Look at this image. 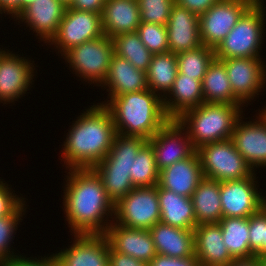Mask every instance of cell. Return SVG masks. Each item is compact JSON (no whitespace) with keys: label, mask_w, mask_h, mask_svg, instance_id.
Returning a JSON list of instances; mask_svg holds the SVG:
<instances>
[{"label":"cell","mask_w":266,"mask_h":266,"mask_svg":"<svg viewBox=\"0 0 266 266\" xmlns=\"http://www.w3.org/2000/svg\"><path fill=\"white\" fill-rule=\"evenodd\" d=\"M65 172L62 209L70 234H105L114 220L115 205L101 178L92 168Z\"/></svg>","instance_id":"obj_1"},{"label":"cell","mask_w":266,"mask_h":266,"mask_svg":"<svg viewBox=\"0 0 266 266\" xmlns=\"http://www.w3.org/2000/svg\"><path fill=\"white\" fill-rule=\"evenodd\" d=\"M76 118L61 145L59 157L65 170L93 168L107 156L116 135L112 115L104 104L93 103Z\"/></svg>","instance_id":"obj_2"},{"label":"cell","mask_w":266,"mask_h":266,"mask_svg":"<svg viewBox=\"0 0 266 266\" xmlns=\"http://www.w3.org/2000/svg\"><path fill=\"white\" fill-rule=\"evenodd\" d=\"M107 98L100 103L110 110L116 134L149 140L170 120L163 99L150 89Z\"/></svg>","instance_id":"obj_3"},{"label":"cell","mask_w":266,"mask_h":266,"mask_svg":"<svg viewBox=\"0 0 266 266\" xmlns=\"http://www.w3.org/2000/svg\"><path fill=\"white\" fill-rule=\"evenodd\" d=\"M244 104L202 103L176 120L187 131L195 149L231 139L235 124L245 115ZM244 110V111H243Z\"/></svg>","instance_id":"obj_4"},{"label":"cell","mask_w":266,"mask_h":266,"mask_svg":"<svg viewBox=\"0 0 266 266\" xmlns=\"http://www.w3.org/2000/svg\"><path fill=\"white\" fill-rule=\"evenodd\" d=\"M146 142L142 137L116 134L107 156L92 168L114 205L135 188L130 179L133 160Z\"/></svg>","instance_id":"obj_5"},{"label":"cell","mask_w":266,"mask_h":266,"mask_svg":"<svg viewBox=\"0 0 266 266\" xmlns=\"http://www.w3.org/2000/svg\"><path fill=\"white\" fill-rule=\"evenodd\" d=\"M264 0H257L215 49V58H259L266 31Z\"/></svg>","instance_id":"obj_6"},{"label":"cell","mask_w":266,"mask_h":266,"mask_svg":"<svg viewBox=\"0 0 266 266\" xmlns=\"http://www.w3.org/2000/svg\"><path fill=\"white\" fill-rule=\"evenodd\" d=\"M114 54L113 40L103 35L69 49L61 58L69 65H66L69 70L72 69L70 72L80 78L78 80L100 87Z\"/></svg>","instance_id":"obj_7"},{"label":"cell","mask_w":266,"mask_h":266,"mask_svg":"<svg viewBox=\"0 0 266 266\" xmlns=\"http://www.w3.org/2000/svg\"><path fill=\"white\" fill-rule=\"evenodd\" d=\"M196 152L206 178L223 182L243 179L254 173L231 139L204 144Z\"/></svg>","instance_id":"obj_8"},{"label":"cell","mask_w":266,"mask_h":266,"mask_svg":"<svg viewBox=\"0 0 266 266\" xmlns=\"http://www.w3.org/2000/svg\"><path fill=\"white\" fill-rule=\"evenodd\" d=\"M160 220L158 185L135 187L115 204L116 224L150 230Z\"/></svg>","instance_id":"obj_9"},{"label":"cell","mask_w":266,"mask_h":266,"mask_svg":"<svg viewBox=\"0 0 266 266\" xmlns=\"http://www.w3.org/2000/svg\"><path fill=\"white\" fill-rule=\"evenodd\" d=\"M256 174L254 172L243 179L220 182L223 218H249L266 206V193L264 194L259 188Z\"/></svg>","instance_id":"obj_10"},{"label":"cell","mask_w":266,"mask_h":266,"mask_svg":"<svg viewBox=\"0 0 266 266\" xmlns=\"http://www.w3.org/2000/svg\"><path fill=\"white\" fill-rule=\"evenodd\" d=\"M101 14L67 7L59 29L48 45L62 56L69 49L103 36Z\"/></svg>","instance_id":"obj_11"},{"label":"cell","mask_w":266,"mask_h":266,"mask_svg":"<svg viewBox=\"0 0 266 266\" xmlns=\"http://www.w3.org/2000/svg\"><path fill=\"white\" fill-rule=\"evenodd\" d=\"M257 0H220L199 17L202 44L216 49Z\"/></svg>","instance_id":"obj_12"},{"label":"cell","mask_w":266,"mask_h":266,"mask_svg":"<svg viewBox=\"0 0 266 266\" xmlns=\"http://www.w3.org/2000/svg\"><path fill=\"white\" fill-rule=\"evenodd\" d=\"M20 56L10 49L0 53V104L16 103L33 87L38 66L31 57Z\"/></svg>","instance_id":"obj_13"},{"label":"cell","mask_w":266,"mask_h":266,"mask_svg":"<svg viewBox=\"0 0 266 266\" xmlns=\"http://www.w3.org/2000/svg\"><path fill=\"white\" fill-rule=\"evenodd\" d=\"M233 90V94L247 107L266 89V62L262 58L220 59Z\"/></svg>","instance_id":"obj_14"},{"label":"cell","mask_w":266,"mask_h":266,"mask_svg":"<svg viewBox=\"0 0 266 266\" xmlns=\"http://www.w3.org/2000/svg\"><path fill=\"white\" fill-rule=\"evenodd\" d=\"M251 120L242 115L235 124L231 140L253 171L266 168V117L258 109ZM259 167L261 169H259Z\"/></svg>","instance_id":"obj_15"},{"label":"cell","mask_w":266,"mask_h":266,"mask_svg":"<svg viewBox=\"0 0 266 266\" xmlns=\"http://www.w3.org/2000/svg\"><path fill=\"white\" fill-rule=\"evenodd\" d=\"M72 236V244L53 253L57 266H109L110 244L105 234Z\"/></svg>","instance_id":"obj_16"},{"label":"cell","mask_w":266,"mask_h":266,"mask_svg":"<svg viewBox=\"0 0 266 266\" xmlns=\"http://www.w3.org/2000/svg\"><path fill=\"white\" fill-rule=\"evenodd\" d=\"M147 142L154 151L159 172L177 161L190 157L196 151L187 131L177 120H169Z\"/></svg>","instance_id":"obj_17"},{"label":"cell","mask_w":266,"mask_h":266,"mask_svg":"<svg viewBox=\"0 0 266 266\" xmlns=\"http://www.w3.org/2000/svg\"><path fill=\"white\" fill-rule=\"evenodd\" d=\"M66 8L58 0H35L14 21L19 20L17 25L26 24L29 30L36 33L35 36L40 39L38 41H43L47 46L57 33Z\"/></svg>","instance_id":"obj_18"},{"label":"cell","mask_w":266,"mask_h":266,"mask_svg":"<svg viewBox=\"0 0 266 266\" xmlns=\"http://www.w3.org/2000/svg\"><path fill=\"white\" fill-rule=\"evenodd\" d=\"M105 235L115 251L147 264L157 254L149 230L129 228L113 221Z\"/></svg>","instance_id":"obj_19"},{"label":"cell","mask_w":266,"mask_h":266,"mask_svg":"<svg viewBox=\"0 0 266 266\" xmlns=\"http://www.w3.org/2000/svg\"><path fill=\"white\" fill-rule=\"evenodd\" d=\"M166 27L169 52L178 54L202 45L199 17L176 3L171 8Z\"/></svg>","instance_id":"obj_20"},{"label":"cell","mask_w":266,"mask_h":266,"mask_svg":"<svg viewBox=\"0 0 266 266\" xmlns=\"http://www.w3.org/2000/svg\"><path fill=\"white\" fill-rule=\"evenodd\" d=\"M203 178L200 159L195 151L190 157L162 169L158 186L191 198Z\"/></svg>","instance_id":"obj_21"},{"label":"cell","mask_w":266,"mask_h":266,"mask_svg":"<svg viewBox=\"0 0 266 266\" xmlns=\"http://www.w3.org/2000/svg\"><path fill=\"white\" fill-rule=\"evenodd\" d=\"M193 233L194 252L200 266H228L234 260L224 244L219 223L199 224Z\"/></svg>","instance_id":"obj_22"},{"label":"cell","mask_w":266,"mask_h":266,"mask_svg":"<svg viewBox=\"0 0 266 266\" xmlns=\"http://www.w3.org/2000/svg\"><path fill=\"white\" fill-rule=\"evenodd\" d=\"M204 103L202 82L186 74H177L171 90L163 98V107L170 120Z\"/></svg>","instance_id":"obj_23"},{"label":"cell","mask_w":266,"mask_h":266,"mask_svg":"<svg viewBox=\"0 0 266 266\" xmlns=\"http://www.w3.org/2000/svg\"><path fill=\"white\" fill-rule=\"evenodd\" d=\"M101 87L108 92L107 97L145 90L148 89L146 72L135 68L128 60L114 54L107 77Z\"/></svg>","instance_id":"obj_24"},{"label":"cell","mask_w":266,"mask_h":266,"mask_svg":"<svg viewBox=\"0 0 266 266\" xmlns=\"http://www.w3.org/2000/svg\"><path fill=\"white\" fill-rule=\"evenodd\" d=\"M140 22L137 0H106L101 12L104 35L112 39L123 33L135 32Z\"/></svg>","instance_id":"obj_25"},{"label":"cell","mask_w":266,"mask_h":266,"mask_svg":"<svg viewBox=\"0 0 266 266\" xmlns=\"http://www.w3.org/2000/svg\"><path fill=\"white\" fill-rule=\"evenodd\" d=\"M149 231L157 254L175 258L195 254L193 230L180 229L158 222Z\"/></svg>","instance_id":"obj_26"},{"label":"cell","mask_w":266,"mask_h":266,"mask_svg":"<svg viewBox=\"0 0 266 266\" xmlns=\"http://www.w3.org/2000/svg\"><path fill=\"white\" fill-rule=\"evenodd\" d=\"M160 222L180 229L194 230L197 226L190 197L176 194L158 186Z\"/></svg>","instance_id":"obj_27"},{"label":"cell","mask_w":266,"mask_h":266,"mask_svg":"<svg viewBox=\"0 0 266 266\" xmlns=\"http://www.w3.org/2000/svg\"><path fill=\"white\" fill-rule=\"evenodd\" d=\"M191 199L197 225L218 223L223 218L219 181L204 177Z\"/></svg>","instance_id":"obj_28"},{"label":"cell","mask_w":266,"mask_h":266,"mask_svg":"<svg viewBox=\"0 0 266 266\" xmlns=\"http://www.w3.org/2000/svg\"><path fill=\"white\" fill-rule=\"evenodd\" d=\"M204 103L243 104L234 94L224 63L214 58L202 79Z\"/></svg>","instance_id":"obj_29"},{"label":"cell","mask_w":266,"mask_h":266,"mask_svg":"<svg viewBox=\"0 0 266 266\" xmlns=\"http://www.w3.org/2000/svg\"><path fill=\"white\" fill-rule=\"evenodd\" d=\"M177 74L176 54L172 52L153 54L146 71L148 89L163 99L171 90Z\"/></svg>","instance_id":"obj_30"},{"label":"cell","mask_w":266,"mask_h":266,"mask_svg":"<svg viewBox=\"0 0 266 266\" xmlns=\"http://www.w3.org/2000/svg\"><path fill=\"white\" fill-rule=\"evenodd\" d=\"M218 223L224 244L234 259L255 256L249 245V218L228 217L222 218Z\"/></svg>","instance_id":"obj_31"},{"label":"cell","mask_w":266,"mask_h":266,"mask_svg":"<svg viewBox=\"0 0 266 266\" xmlns=\"http://www.w3.org/2000/svg\"><path fill=\"white\" fill-rule=\"evenodd\" d=\"M114 53L128 60L135 68L147 71L153 54L141 41L138 33L128 32L112 38Z\"/></svg>","instance_id":"obj_32"},{"label":"cell","mask_w":266,"mask_h":266,"mask_svg":"<svg viewBox=\"0 0 266 266\" xmlns=\"http://www.w3.org/2000/svg\"><path fill=\"white\" fill-rule=\"evenodd\" d=\"M176 58L178 73L195 77L202 82L209 64L215 58V49L202 44L195 49L176 54Z\"/></svg>","instance_id":"obj_33"},{"label":"cell","mask_w":266,"mask_h":266,"mask_svg":"<svg viewBox=\"0 0 266 266\" xmlns=\"http://www.w3.org/2000/svg\"><path fill=\"white\" fill-rule=\"evenodd\" d=\"M130 179L134 187L158 185L159 170L156 167L154 151L148 142L140 148L133 160Z\"/></svg>","instance_id":"obj_34"},{"label":"cell","mask_w":266,"mask_h":266,"mask_svg":"<svg viewBox=\"0 0 266 266\" xmlns=\"http://www.w3.org/2000/svg\"><path fill=\"white\" fill-rule=\"evenodd\" d=\"M28 206L25 204L15 215L0 218V262L22 256V254L19 255V253L14 252L15 249H12L11 243H14V235H16L18 226L21 225L23 220L21 218H25L24 215Z\"/></svg>","instance_id":"obj_35"},{"label":"cell","mask_w":266,"mask_h":266,"mask_svg":"<svg viewBox=\"0 0 266 266\" xmlns=\"http://www.w3.org/2000/svg\"><path fill=\"white\" fill-rule=\"evenodd\" d=\"M136 32L152 54L169 52L167 27L165 25L140 22Z\"/></svg>","instance_id":"obj_36"},{"label":"cell","mask_w":266,"mask_h":266,"mask_svg":"<svg viewBox=\"0 0 266 266\" xmlns=\"http://www.w3.org/2000/svg\"><path fill=\"white\" fill-rule=\"evenodd\" d=\"M141 22L167 25L175 0H137Z\"/></svg>","instance_id":"obj_37"},{"label":"cell","mask_w":266,"mask_h":266,"mask_svg":"<svg viewBox=\"0 0 266 266\" xmlns=\"http://www.w3.org/2000/svg\"><path fill=\"white\" fill-rule=\"evenodd\" d=\"M5 182V183H4ZM4 179H0V218L15 215L27 202L20 193V197L9 187ZM13 190V191H12Z\"/></svg>","instance_id":"obj_38"},{"label":"cell","mask_w":266,"mask_h":266,"mask_svg":"<svg viewBox=\"0 0 266 266\" xmlns=\"http://www.w3.org/2000/svg\"><path fill=\"white\" fill-rule=\"evenodd\" d=\"M265 234V206L249 217V245L251 251L263 255V240Z\"/></svg>","instance_id":"obj_39"},{"label":"cell","mask_w":266,"mask_h":266,"mask_svg":"<svg viewBox=\"0 0 266 266\" xmlns=\"http://www.w3.org/2000/svg\"><path fill=\"white\" fill-rule=\"evenodd\" d=\"M40 257L38 255V258H35L33 256L27 258L26 255H22L10 260L0 262V266H57L53 254H51L50 256L49 254H47L44 257Z\"/></svg>","instance_id":"obj_40"},{"label":"cell","mask_w":266,"mask_h":266,"mask_svg":"<svg viewBox=\"0 0 266 266\" xmlns=\"http://www.w3.org/2000/svg\"><path fill=\"white\" fill-rule=\"evenodd\" d=\"M148 266H200V264L195 254L183 258L156 254Z\"/></svg>","instance_id":"obj_41"},{"label":"cell","mask_w":266,"mask_h":266,"mask_svg":"<svg viewBox=\"0 0 266 266\" xmlns=\"http://www.w3.org/2000/svg\"><path fill=\"white\" fill-rule=\"evenodd\" d=\"M220 0H175V3L200 17Z\"/></svg>","instance_id":"obj_42"},{"label":"cell","mask_w":266,"mask_h":266,"mask_svg":"<svg viewBox=\"0 0 266 266\" xmlns=\"http://www.w3.org/2000/svg\"><path fill=\"white\" fill-rule=\"evenodd\" d=\"M109 266H148V264L129 255L119 253L110 246Z\"/></svg>","instance_id":"obj_43"},{"label":"cell","mask_w":266,"mask_h":266,"mask_svg":"<svg viewBox=\"0 0 266 266\" xmlns=\"http://www.w3.org/2000/svg\"><path fill=\"white\" fill-rule=\"evenodd\" d=\"M106 0H74L70 8L101 14Z\"/></svg>","instance_id":"obj_44"},{"label":"cell","mask_w":266,"mask_h":266,"mask_svg":"<svg viewBox=\"0 0 266 266\" xmlns=\"http://www.w3.org/2000/svg\"><path fill=\"white\" fill-rule=\"evenodd\" d=\"M0 11L15 19L20 14V0H0Z\"/></svg>","instance_id":"obj_45"},{"label":"cell","mask_w":266,"mask_h":266,"mask_svg":"<svg viewBox=\"0 0 266 266\" xmlns=\"http://www.w3.org/2000/svg\"><path fill=\"white\" fill-rule=\"evenodd\" d=\"M228 266H259V263L257 257L253 256L251 258L234 259Z\"/></svg>","instance_id":"obj_46"},{"label":"cell","mask_w":266,"mask_h":266,"mask_svg":"<svg viewBox=\"0 0 266 266\" xmlns=\"http://www.w3.org/2000/svg\"><path fill=\"white\" fill-rule=\"evenodd\" d=\"M35 0H20V13Z\"/></svg>","instance_id":"obj_47"},{"label":"cell","mask_w":266,"mask_h":266,"mask_svg":"<svg viewBox=\"0 0 266 266\" xmlns=\"http://www.w3.org/2000/svg\"><path fill=\"white\" fill-rule=\"evenodd\" d=\"M259 266H266V254L265 255H257Z\"/></svg>","instance_id":"obj_48"},{"label":"cell","mask_w":266,"mask_h":266,"mask_svg":"<svg viewBox=\"0 0 266 266\" xmlns=\"http://www.w3.org/2000/svg\"><path fill=\"white\" fill-rule=\"evenodd\" d=\"M266 254V206H265V234L263 240V255Z\"/></svg>","instance_id":"obj_49"},{"label":"cell","mask_w":266,"mask_h":266,"mask_svg":"<svg viewBox=\"0 0 266 266\" xmlns=\"http://www.w3.org/2000/svg\"><path fill=\"white\" fill-rule=\"evenodd\" d=\"M61 2L65 7H70L74 0H58Z\"/></svg>","instance_id":"obj_50"},{"label":"cell","mask_w":266,"mask_h":266,"mask_svg":"<svg viewBox=\"0 0 266 266\" xmlns=\"http://www.w3.org/2000/svg\"><path fill=\"white\" fill-rule=\"evenodd\" d=\"M263 115L266 117V105H264V107H262V109L260 110Z\"/></svg>","instance_id":"obj_51"}]
</instances>
